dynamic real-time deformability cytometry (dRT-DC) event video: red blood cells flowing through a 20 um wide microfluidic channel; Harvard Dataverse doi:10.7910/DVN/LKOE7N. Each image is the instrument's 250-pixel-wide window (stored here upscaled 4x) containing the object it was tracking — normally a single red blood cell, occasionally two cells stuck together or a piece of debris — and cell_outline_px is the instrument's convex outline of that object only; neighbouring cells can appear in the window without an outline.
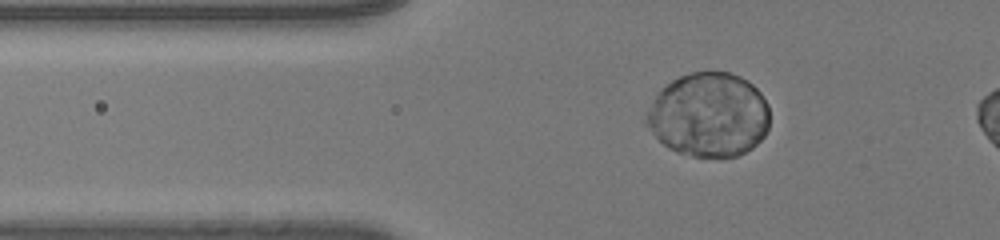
{"species": "human", "species_latin": "Homo sapiens", "temperature_condition": "room temperature", "stored_images_in_passage": 57, "camera_frame_rate_fps": 3000, "um_per_image_px": 0.085, "donor": {"sex": "male"}, "frame": {"image": 1, "passage_image": 24, "time_ms": 7.667, "image_size_px": [1000, 240], "cell_outline_px": [[768, 128], [764, 136], [752, 148], [736, 156], [720, 160], [692, 156], [676, 152], [668, 148], [644, 124], [648, 112], [656, 96], [672, 80], [680, 76], [692, 72], [728, 72], [740, 76], [748, 80], [760, 92], [768, 104]], "centroid_in_image_um": [60.28, 9.8], "position_along_channel_um": 65.5, "area_um2": 60.69}}
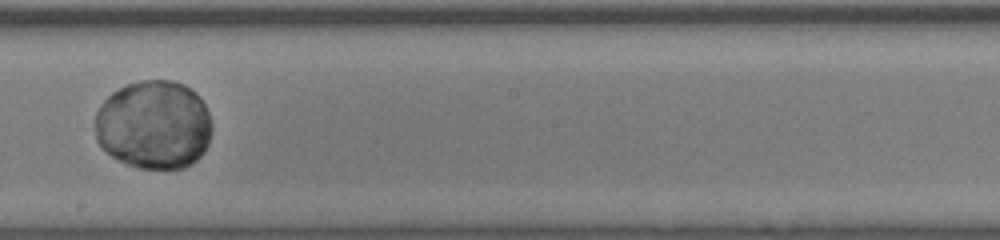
{"frame": {"image": 2, "passage_image": 39, "time_ms": 12.667, "image_size_px": [1000, 240], "cell_outline_px": [[208, 144], [200, 156], [196, 160], [184, 168], [140, 168], [128, 164], [112, 156], [96, 140], [96, 112], [104, 100], [112, 92], [128, 84], [140, 80], [172, 80], [184, 84], [196, 92], [200, 96], [208, 112]], "centroid_in_image_um": [13.06, 10.59], "position_along_channel_um": 235.1, "area_um2": 59.94}}
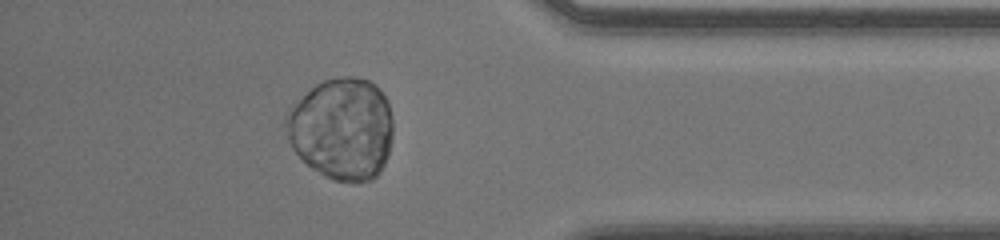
{"frame": {"image": 3, "passage_image": 53, "time_ms": 17.333, "image_size_px": [1000, 240], "cell_outline_px": [[392, 136], [388, 152], [384, 164], [380, 172], [372, 180], [336, 180], [324, 176], [312, 168], [292, 148], [288, 140], [284, 124], [284, 116], [288, 108], [316, 84], [324, 80], [344, 76], [352, 76], [368, 80], [380, 88], [388, 100], [392, 120]], "centroid_in_image_um": [29.05, 10.91], "position_along_channel_um": 406.2, "area_um2": 63.75}}